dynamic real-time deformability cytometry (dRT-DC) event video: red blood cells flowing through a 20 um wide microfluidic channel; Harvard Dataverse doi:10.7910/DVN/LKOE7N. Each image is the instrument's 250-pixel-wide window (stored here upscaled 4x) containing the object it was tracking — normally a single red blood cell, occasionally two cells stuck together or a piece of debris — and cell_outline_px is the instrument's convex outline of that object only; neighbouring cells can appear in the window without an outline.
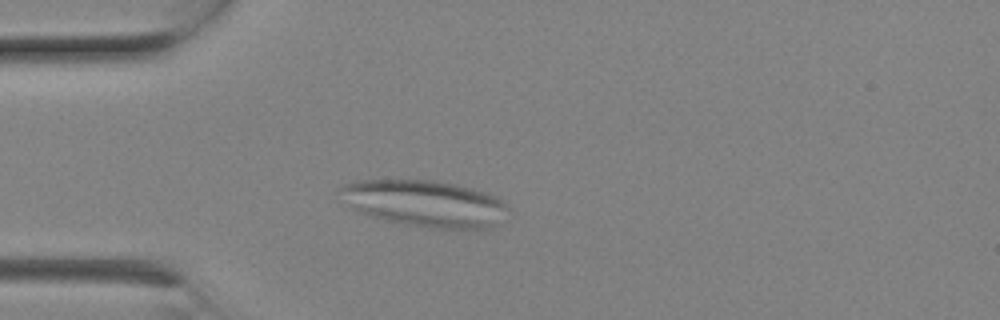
{"species": "Egyptian fruit bat (a non-hibernating species)", "species_latin": "Rousettus aegyptiacus", "temperature_condition": "room temperature", "stored_images_in_passage": 8, "camera_frame_rate_fps": 3000, "um_per_image_px": 0.085, "animal": {"sex": "female"}, "frame": {"image": 1, "passage_image": 6, "time_ms": 1.667, "image_size_px": [1000, 320], "cell_outline_px": [[508, 208], [496, 224], [492, 228], [432, 228], [404, 224], [384, 220], [368, 216], [352, 208], [348, 204], [340, 188], [344, 184], [356, 180], [432, 180], [456, 184], [472, 188], [496, 196], [504, 200], [508, 204]], "centroid_in_image_um": [36.13, 17.28], "position_along_channel_um": 48.9, "area_um2": 45.26}}